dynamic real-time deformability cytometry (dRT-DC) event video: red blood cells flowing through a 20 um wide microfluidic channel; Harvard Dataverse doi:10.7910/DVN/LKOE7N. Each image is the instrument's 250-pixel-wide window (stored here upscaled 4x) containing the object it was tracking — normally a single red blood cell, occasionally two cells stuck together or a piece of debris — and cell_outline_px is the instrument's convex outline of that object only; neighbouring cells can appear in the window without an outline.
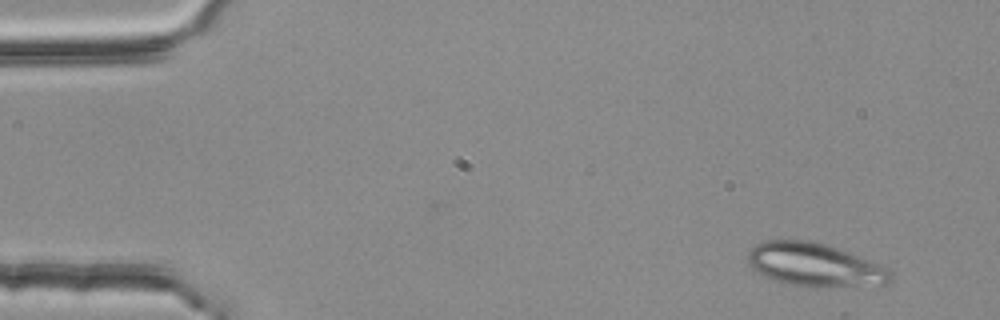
{"species": "common noctule bat (a hibernating species)", "species_latin": "Nyctalus noctula", "temperature_condition": "room temperature", "stored_images_in_passage": 17, "camera_frame_rate_fps": 3000, "um_per_image_px": 0.085, "animal": {"sex": "female", "body_mass_g": 25.1}, "frame": {"image": 1, "passage_image": 1, "time_ms": 0.0, "image_size_px": [1000, 320], "cell_outline_px": [[892, 280], [884, 284], [828, 288], [812, 288], [788, 284], [764, 276], [752, 268], [748, 264], [748, 252], [756, 244], [764, 240], [812, 240], [828, 244], [840, 248], [884, 264], [892, 272]], "centroid_in_image_um": [69.31, 22.51], "position_along_channel_um": 15.7, "area_um2": 36.99}}